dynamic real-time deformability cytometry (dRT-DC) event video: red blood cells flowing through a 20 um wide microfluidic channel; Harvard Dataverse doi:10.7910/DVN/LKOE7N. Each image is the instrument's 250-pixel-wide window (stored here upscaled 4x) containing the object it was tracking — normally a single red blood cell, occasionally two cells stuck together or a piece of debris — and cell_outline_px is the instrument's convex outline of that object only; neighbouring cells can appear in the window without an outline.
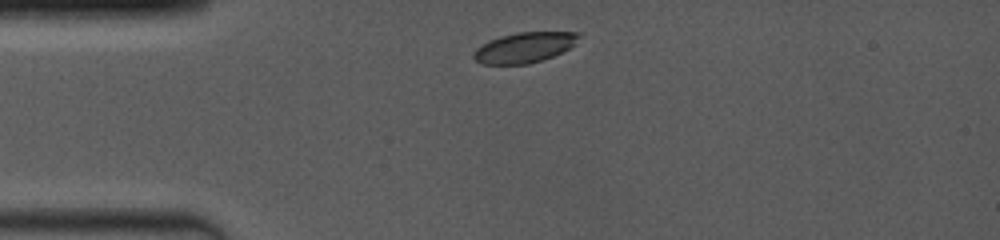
{"species": "common noctule bat (a hibernating species)", "species_latin": "Nyctalus noctula", "temperature_condition": "room temperature", "stored_images_in_passage": 21, "camera_frame_rate_fps": 4000, "um_per_image_px": 0.085, "animal": {"sex": "female", "body_mass_g": 19.0, "forearm_length_mm": 53.3}, "frame": {"image": 1, "passage_image": 1, "time_ms": 0.0, "image_size_px": [1000, 240], "cell_outline_px": [[580, 36], [568, 48], [552, 56], [528, 64], [480, 64], [472, 56], [476, 48], [488, 40], [500, 36], [516, 32], [580, 32]], "centroid_in_image_um": [44.51, 4.03], "position_along_channel_um": 40.5, "area_um2": 18.38}}
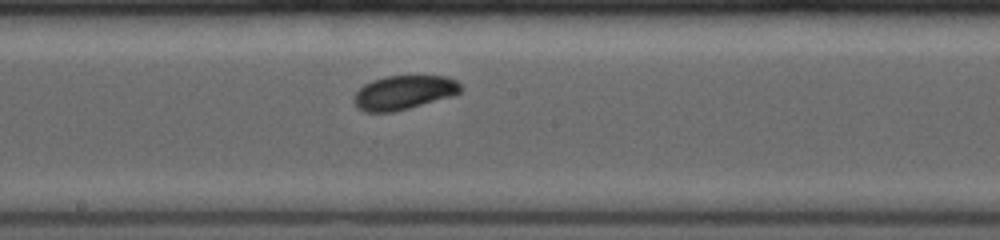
{"frame": {"image": 2, "passage_image": 10, "time_ms": 5.0, "image_size_px": [1000, 240], "cell_outline_px": [[464, 88], [460, 92], [452, 96], [408, 108], [392, 112], [364, 112], [356, 108], [352, 100], [356, 92], [364, 84], [372, 80], [384, 76], [448, 76], [456, 80]], "centroid_in_image_um": [34.31, 7.86], "position_along_channel_um": 213.9, "area_um2": 21.33}}
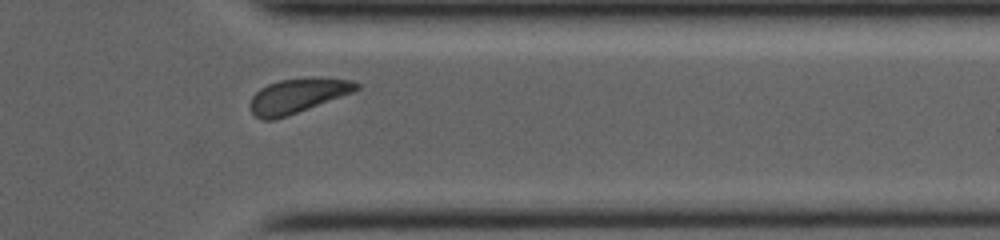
{"frame": {"image": 3, "passage_image": 18, "time_ms": 9.25, "image_size_px": [1000, 240], "cell_outline_px": [[360, 88], [356, 92], [272, 120], [264, 120], [256, 116], [252, 112], [248, 104], [252, 96], [260, 88], [268, 84], [280, 80], [308, 76], [312, 76], [352, 80], [360, 84]], "centroid_in_image_um": [25.33, 8.1], "position_along_channel_um": 386.1, "area_um2": 21.56}, "authors_computed_cell_mechanics": {"area_um2": 21.2704, "velocity_mm_per_s": 4.0285, "shape_relaxation_time_tau1_ms": 1.8467, "shape_relaxation_time_tau2_ms": null, "deformation_change_tau1": 0.059, "deformation_change_tau2": null}}